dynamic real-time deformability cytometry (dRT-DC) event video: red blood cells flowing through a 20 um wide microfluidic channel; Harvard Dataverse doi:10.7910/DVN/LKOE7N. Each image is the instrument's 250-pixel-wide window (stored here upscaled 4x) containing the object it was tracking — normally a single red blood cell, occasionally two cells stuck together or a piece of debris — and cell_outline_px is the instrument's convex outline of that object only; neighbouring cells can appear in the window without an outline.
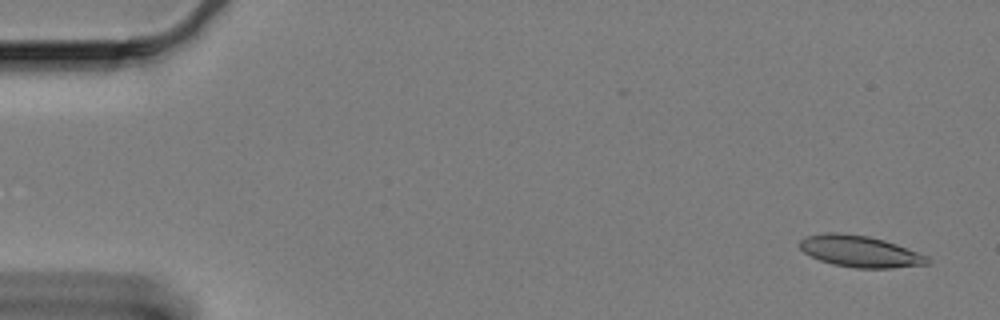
{"species": "Egyptian fruit bat (a non-hibernating species)", "species_latin": "Rousettus aegyptiacus", "temperature_condition": "cold", "stored_images_in_passage": 59, "camera_frame_rate_fps": 3000, "um_per_image_px": 0.085, "animal": {"sex": "female"}, "frame": {"image": 1, "passage_image": 1, "time_ms": 0.0, "image_size_px": [1000, 320], "cell_outline_px": [[928, 264], [892, 268], [856, 268], [832, 264], [820, 260], [804, 252], [800, 248], [800, 240], [804, 236], [828, 232], [836, 232], [868, 236], [884, 240], [896, 244], [928, 256]], "centroid_in_image_um": [73.07, 21.36], "position_along_channel_um": 11.9, "area_um2": 23.29}}
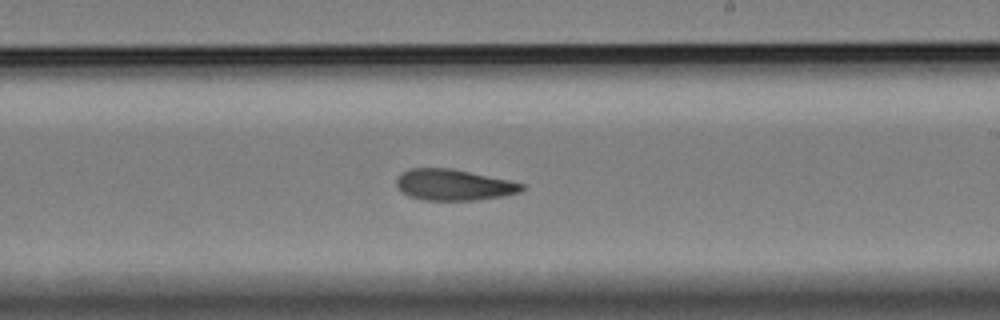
{"frame": {"image": 2, "passage_image": 34, "time_ms": 11.0, "image_size_px": [1000, 320], "cell_outline_px": [[524, 188], [520, 192], [504, 196], [476, 200], [424, 200], [408, 196], [400, 192], [396, 184], [396, 176], [412, 168], [452, 168], [508, 180], [524, 184]], "centroid_in_image_um": [38.53, 15.72], "position_along_channel_um": 250.5, "area_um2": 22.77}}
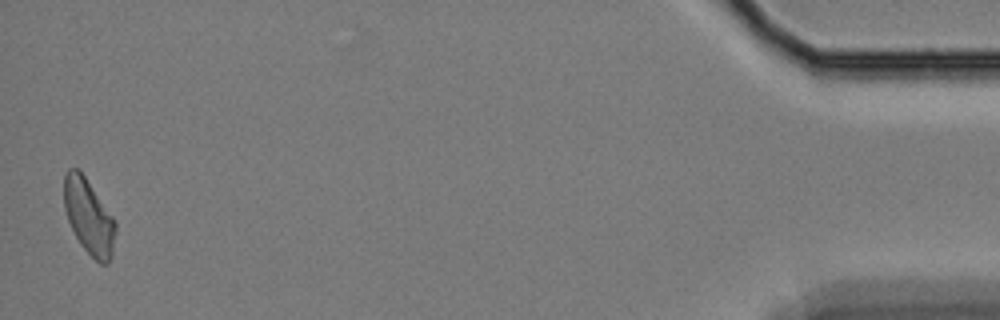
{"frame": {"image": 3, "passage_image": 58, "time_ms": 19.0, "image_size_px": [1000, 320], "cell_outline_px": [[116, 228], [112, 256], [108, 264], [100, 264], [80, 244], [68, 220], [64, 208], [64, 176], [68, 168], [80, 168], [116, 220]], "centroid_in_image_um": [7.56, 18.38], "position_along_channel_um": 427.6, "area_um2": 22.77}, "authors_computed_cell_mechanics": {"area_um2": 23.0044, "velocity_mm_per_s": 3.2863, "shape_relaxation_time_tau1_ms": 9.352, "shape_relaxation_time_tau2_ms": null, "deformation_change_tau1": 0.1795, "deformation_change_tau2": null}}